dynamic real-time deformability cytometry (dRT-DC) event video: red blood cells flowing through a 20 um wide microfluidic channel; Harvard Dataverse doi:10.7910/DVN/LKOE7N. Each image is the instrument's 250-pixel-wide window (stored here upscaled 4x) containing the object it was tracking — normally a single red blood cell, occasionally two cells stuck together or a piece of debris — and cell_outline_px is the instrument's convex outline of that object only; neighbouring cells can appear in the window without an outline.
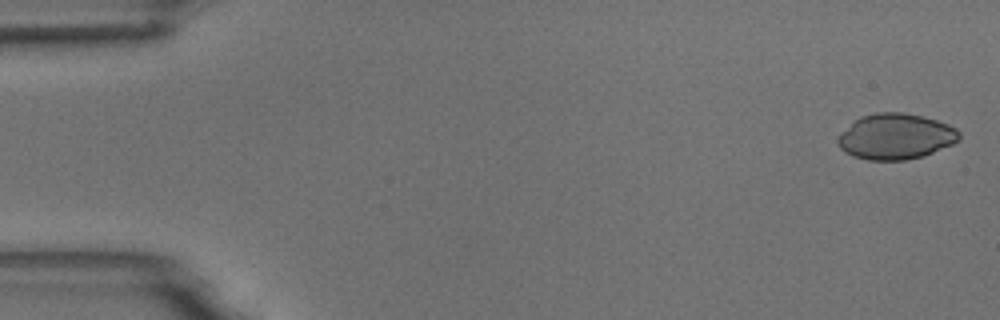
{"species": "common noctule bat (a hibernating species)", "species_latin": "Nyctalus noctula", "temperature_condition": "room temperature", "stored_images_in_passage": 3, "camera_frame_rate_fps": 3000, "um_per_image_px": 0.085, "animal": {"sex": "male", "body_mass_g": 18.8}, "frame": {"image": 1, "passage_image": 1, "time_ms": 0.0, "image_size_px": [1000, 320], "cell_outline_px": [[960, 140], [952, 144], [924, 156], [904, 160], [868, 160], [852, 156], [844, 152], [840, 148], [836, 140], [860, 116], [876, 112], [904, 112], [924, 116], [948, 124], [956, 128], [960, 132]], "centroid_in_image_um": [76.16, 11.6], "position_along_channel_um": 8.8, "area_um2": 32.31}}